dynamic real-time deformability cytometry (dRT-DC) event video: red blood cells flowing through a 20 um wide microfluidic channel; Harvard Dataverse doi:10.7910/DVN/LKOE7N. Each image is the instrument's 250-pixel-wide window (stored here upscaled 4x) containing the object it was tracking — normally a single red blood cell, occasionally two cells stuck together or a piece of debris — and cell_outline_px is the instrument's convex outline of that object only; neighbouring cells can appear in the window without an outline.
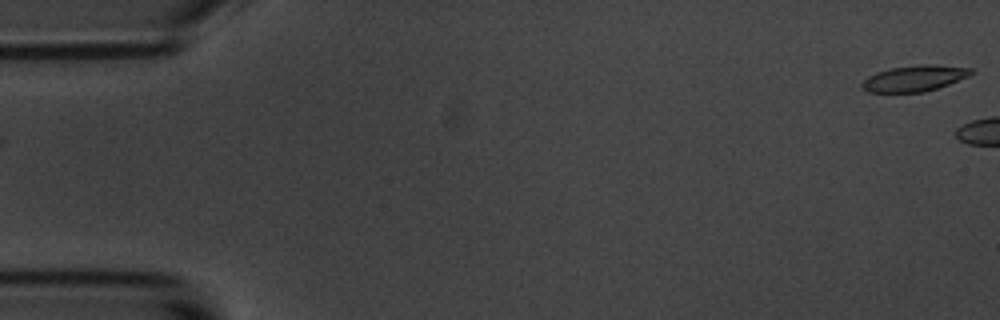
{"species": "common noctule bat (a hibernating species)", "species_latin": "Nyctalus noctula", "temperature_condition": "room temperature", "stored_images_in_passage": 2, "camera_frame_rate_fps": 3000, "um_per_image_px": 0.085, "animal": {"sex": "male", "body_mass_g": 20.1, "forearm_length_mm": 53.5}, "frame": {"image": 1, "passage_image": 2, "time_ms": 1.333, "image_size_px": [1000, 320], "cell_outline_px": [[972, 72], [968, 76], [948, 84], [924, 92], [868, 92], [860, 84], [868, 76], [876, 72], [892, 68], [920, 64], [924, 64], [972, 68]], "centroid_in_image_um": [77.69, 6.66], "position_along_channel_um": 7.3, "area_um2": 16.18}}